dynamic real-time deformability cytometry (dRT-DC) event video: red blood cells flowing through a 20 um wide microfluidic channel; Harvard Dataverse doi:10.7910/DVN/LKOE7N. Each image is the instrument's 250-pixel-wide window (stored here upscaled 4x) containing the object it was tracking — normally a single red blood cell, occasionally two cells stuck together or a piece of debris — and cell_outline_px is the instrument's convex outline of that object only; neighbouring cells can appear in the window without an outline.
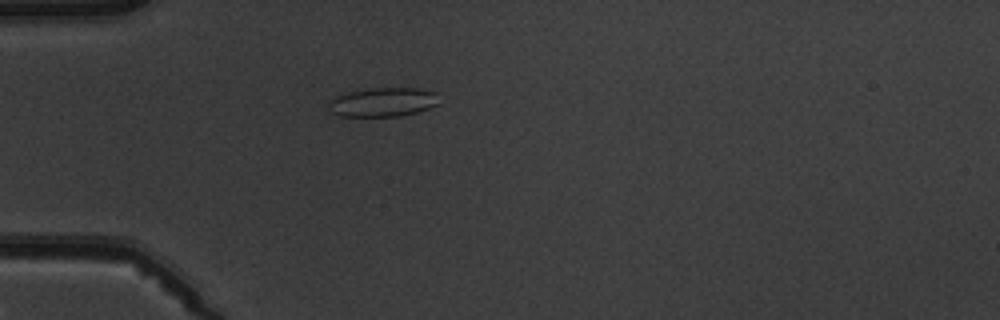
{"species": "common noctule bat (a hibernating species)", "species_latin": "Nyctalus noctula", "temperature_condition": "warm", "stored_images_in_passage": 4, "camera_frame_rate_fps": 3000, "um_per_image_px": 0.085, "animal": {"sex": "male", "body_mass_g": 19.5, "forearm_length_mm": 54.6}, "frame": {"image": 1, "passage_image": 3, "time_ms": 3.333, "image_size_px": [1000, 320], "cell_outline_px": [[440, 104], [416, 112], [400, 116], [340, 116], [332, 112], [328, 104], [328, 100], [336, 96], [348, 92], [372, 88], [420, 88], [436, 92]], "centroid_in_image_um": [32.57, 8.67], "position_along_channel_um": 52.4, "area_um2": 18.73}}